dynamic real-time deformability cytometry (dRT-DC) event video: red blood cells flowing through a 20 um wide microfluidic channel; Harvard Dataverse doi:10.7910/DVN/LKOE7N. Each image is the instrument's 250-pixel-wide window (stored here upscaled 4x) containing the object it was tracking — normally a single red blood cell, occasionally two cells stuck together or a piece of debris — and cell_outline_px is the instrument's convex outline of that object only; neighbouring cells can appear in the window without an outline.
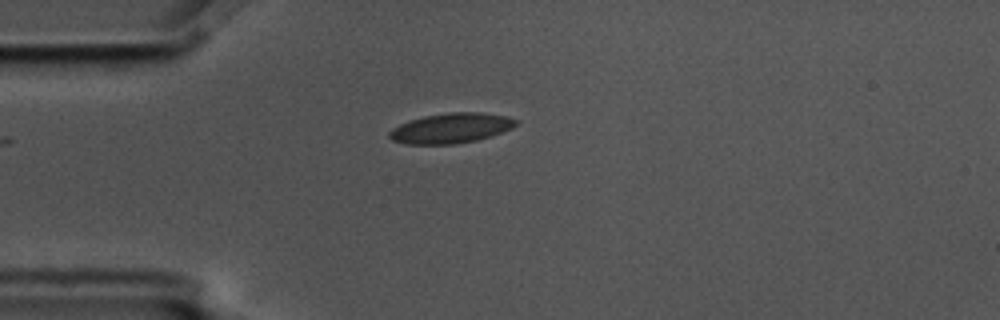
{"species": "common noctule bat (a hibernating species)", "species_latin": "Nyctalus noctula", "temperature_condition": "cold", "stored_images_in_passage": 2, "camera_frame_rate_fps": 3000, "um_per_image_px": 0.085, "animal": {"sex": "male", "body_mass_g": 17.5, "forearm_length_mm": 52.3}, "frame": {"image": 1, "passage_image": 2, "time_ms": 0.333, "image_size_px": [1000, 320], "cell_outline_px": [[520, 120], [512, 128], [492, 136], [476, 140], [456, 144], [408, 144], [392, 140], [388, 136], [388, 132], [392, 128], [400, 124], [424, 116], [448, 112], [484, 112], [508, 116]], "centroid_in_image_um": [38.37, 10.89], "position_along_channel_um": 46.6, "area_um2": 22.31}}